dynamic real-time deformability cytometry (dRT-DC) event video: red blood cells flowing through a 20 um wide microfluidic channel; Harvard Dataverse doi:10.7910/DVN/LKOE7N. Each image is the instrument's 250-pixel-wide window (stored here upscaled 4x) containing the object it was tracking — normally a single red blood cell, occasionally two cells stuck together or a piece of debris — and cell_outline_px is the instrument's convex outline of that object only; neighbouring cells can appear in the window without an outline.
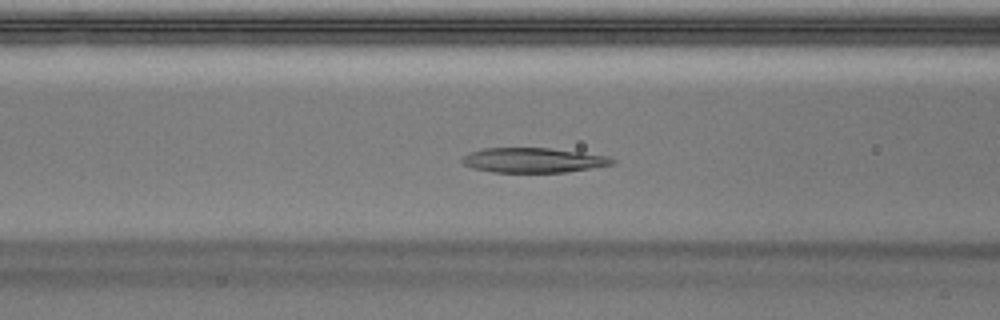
{"species": "Egyptian fruit bat (a non-hibernating species)", "species_latin": "Rousettus aegyptiacus", "temperature_condition": "warm", "stored_images_in_passage": 50, "camera_frame_rate_fps": 3000, "um_per_image_px": 0.085, "animal": {"sex": "male"}, "frame": {"image": 1, "passage_image": 20, "time_ms": 6.333, "image_size_px": [1000, 320], "cell_outline_px": [[616, 160], [612, 164], [592, 168], [564, 172], [492, 172], [472, 168], [464, 164], [460, 160], [464, 156], [472, 152], [484, 148], [548, 148], [580, 152], [608, 156]], "centroid_in_image_um": [45.32, 13.62], "position_along_channel_um": 121.3, "area_um2": 21.5}}
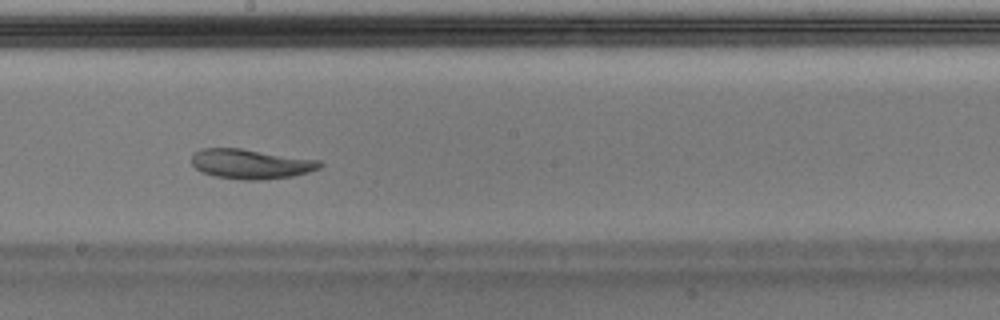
{"frame": {"image": 2, "passage_image": 28, "time_ms": 9.0, "image_size_px": [1000, 320], "cell_outline_px": [[324, 164], [320, 168], [308, 172], [292, 176], [264, 180], [244, 180], [216, 176], [204, 172], [196, 168], [192, 164], [192, 152], [200, 148], [240, 148], [320, 160]], "centroid_in_image_um": [21.33, 13.93], "position_along_channel_um": 226.9, "area_um2": 22.25}}
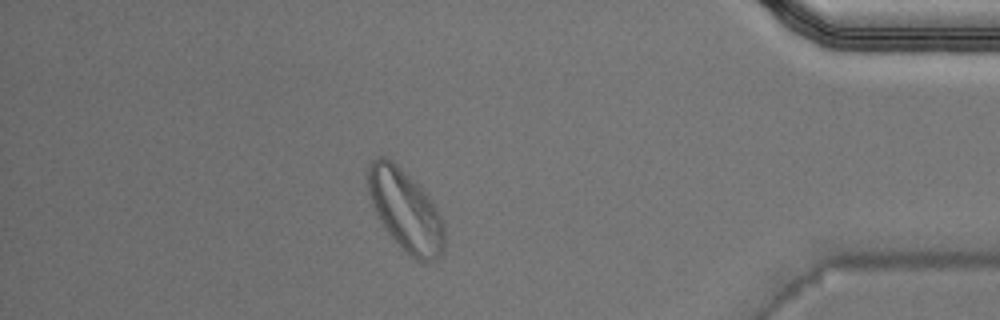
{"frame": {"image": 3, "passage_image": 44, "time_ms": 14.333, "image_size_px": [1000, 320], "cell_outline_px": [[444, 248], [440, 256], [436, 260], [416, 260], [388, 232], [380, 220], [372, 204], [368, 192], [364, 176], [368, 164], [372, 160], [380, 156], [384, 156], [392, 160], [428, 196], [444, 220]], "centroid_in_image_um": [34.43, 17.83], "position_along_channel_um": 400.8, "area_um2": 35.72}, "authors_computed_cell_mechanics": {"area_um2": 24.5939, "velocity_mm_per_s": 3.9665, "shape_relaxation_time_tau1_ms": 7.1164, "shape_relaxation_time_tau2_ms": 1.4678, "deformation_change_tau1": 0.2339, "deformation_change_tau2": 0.0649}}